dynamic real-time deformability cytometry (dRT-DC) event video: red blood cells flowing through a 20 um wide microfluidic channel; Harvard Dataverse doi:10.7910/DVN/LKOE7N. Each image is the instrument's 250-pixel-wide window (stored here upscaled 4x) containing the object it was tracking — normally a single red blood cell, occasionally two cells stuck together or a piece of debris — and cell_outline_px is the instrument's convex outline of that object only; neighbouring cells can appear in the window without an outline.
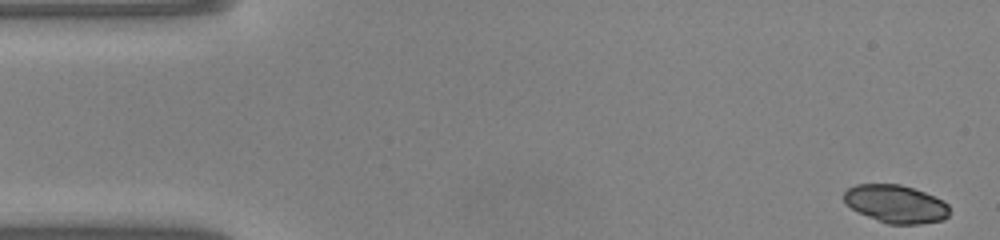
{"species": "common noctule bat (a hibernating species)", "species_latin": "Nyctalus noctula", "temperature_condition": "warm", "stored_images_in_passage": 48, "camera_frame_rate_fps": 3000, "um_per_image_px": 0.085, "animal": {"sex": "male", "body_mass_g": 20.0, "forearm_length_mm": 53.3}, "frame": {"image": 1, "passage_image": 1, "time_ms": 0.0, "image_size_px": [1000, 240], "cell_outline_px": [[948, 216], [944, 220], [920, 224], [888, 224], [868, 216], [852, 208], [844, 200], [844, 192], [848, 188], [856, 184], [900, 184], [924, 192], [944, 200], [948, 204]], "centroid_in_image_um": [76.17, 17.33], "position_along_channel_um": 8.8, "area_um2": 23.18}}
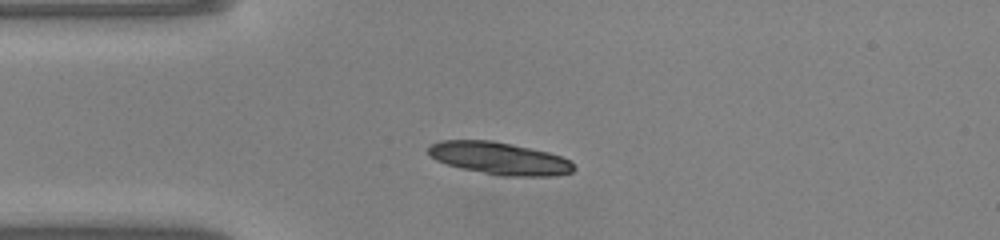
{"frame": {"image": 2, "passage_image": 11, "time_ms": 3.333, "image_size_px": [1000, 240], "cell_outline_px": [[576, 168], [572, 172], [552, 176], [500, 176], [460, 168], [436, 160], [428, 152], [428, 148], [432, 144], [440, 140], [492, 140], [512, 144], [548, 152], [572, 160]], "centroid_in_image_um": [42.48, 13.46], "position_along_channel_um": 42.5, "area_um2": 27.51}}
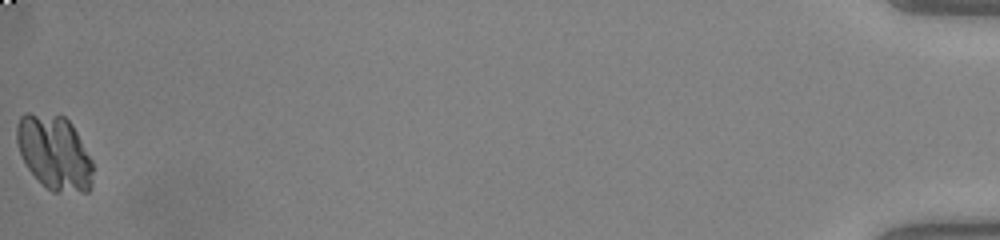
{"frame": {"image": 3, "passage_image": 48, "time_ms": 15.667, "image_size_px": [1000, 240], "cell_outline_px": [[92, 188], [88, 192], [52, 192], [28, 168], [20, 152], [16, 140], [16, 124], [20, 116], [24, 112], [28, 112], [64, 116], [72, 124], [92, 160]], "centroid_in_image_um": [4.63, 12.95], "position_along_channel_um": 430.6, "area_um2": 33.0}}